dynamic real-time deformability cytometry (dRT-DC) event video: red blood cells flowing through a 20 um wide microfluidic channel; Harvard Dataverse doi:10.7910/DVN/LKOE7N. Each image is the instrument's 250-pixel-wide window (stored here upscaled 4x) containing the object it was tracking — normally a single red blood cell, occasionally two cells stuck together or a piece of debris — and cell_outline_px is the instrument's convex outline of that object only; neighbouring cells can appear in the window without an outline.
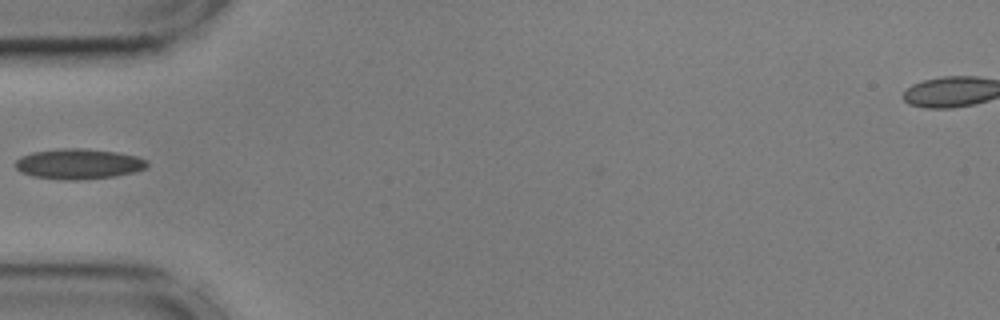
{"species": "common noctule bat (a hibernating species)", "species_latin": "Nyctalus noctula", "temperature_condition": "cold", "stored_images_in_passage": 6, "camera_frame_rate_fps": 3000, "um_per_image_px": 0.085, "animal": {"sex": "male", "body_mass_g": 17.9, "forearm_length_mm": 54.2}, "frame": {"image": 1, "passage_image": 1, "time_ms": 0.0, "image_size_px": [1000, 320], "cell_outline_px": [[148, 164], [144, 168], [136, 172], [116, 176], [80, 180], [64, 180], [32, 176], [20, 172], [16, 168], [16, 160], [20, 156], [32, 152], [60, 148], [84, 148], [116, 152], [136, 156], [148, 160]], "centroid_in_image_um": [6.67, 13.93], "position_along_channel_um": 78.3, "area_um2": 23.47}}